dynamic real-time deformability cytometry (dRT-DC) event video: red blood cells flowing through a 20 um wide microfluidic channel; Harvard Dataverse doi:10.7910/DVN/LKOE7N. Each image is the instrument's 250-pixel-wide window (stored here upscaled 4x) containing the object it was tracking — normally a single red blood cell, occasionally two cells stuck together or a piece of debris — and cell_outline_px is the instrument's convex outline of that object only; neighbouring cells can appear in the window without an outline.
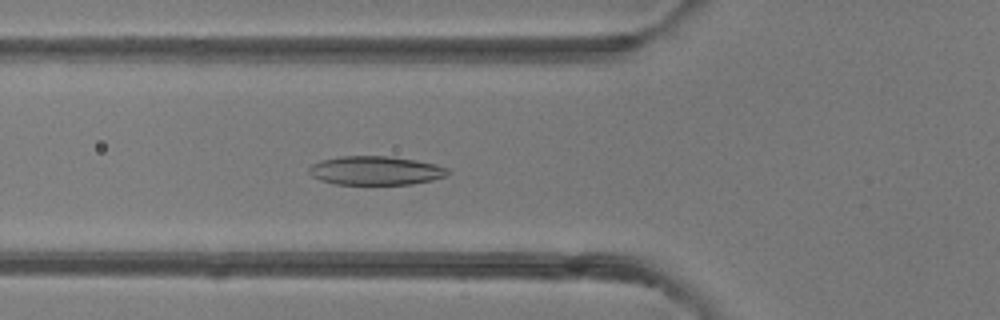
{"species": "common noctule bat (a hibernating species)", "species_latin": "Nyctalus noctula", "temperature_condition": "room temperature", "stored_images_in_passage": 48, "camera_frame_rate_fps": 3000, "um_per_image_px": 0.085, "animal": {"sex": "female"}, "frame": {"image": 1, "passage_image": 17, "time_ms": 5.333, "image_size_px": [1000, 320], "cell_outline_px": [[448, 172], [444, 176], [432, 180], [412, 184], [336, 184], [320, 180], [312, 176], [308, 172], [308, 168], [312, 164], [320, 160], [340, 156], [392, 156], [416, 160], [436, 164], [448, 168]], "centroid_in_image_um": [31.9, 14.49], "position_along_channel_um": 93.9, "area_um2": 23.35}}
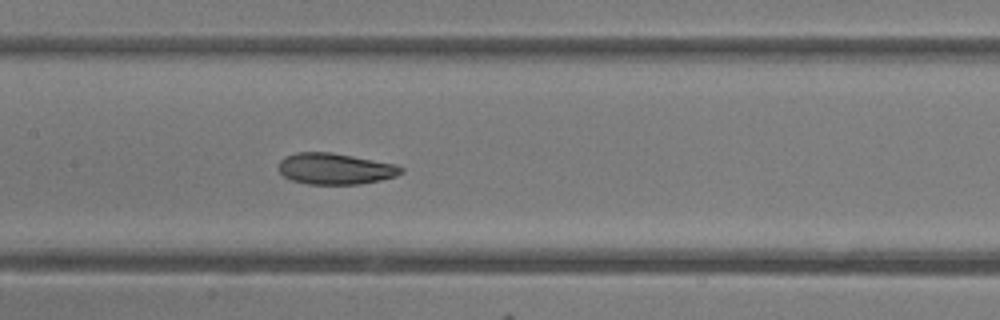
{"frame": {"image": 2, "passage_image": 23, "time_ms": 7.333, "image_size_px": [1000, 320], "cell_outline_px": [[404, 172], [396, 176], [380, 180], [360, 184], [308, 184], [292, 180], [284, 176], [280, 172], [280, 160], [284, 156], [296, 152], [332, 152], [396, 164], [404, 168]], "centroid_in_image_um": [28.51, 14.34], "position_along_channel_um": 178.9, "area_um2": 22.31}}
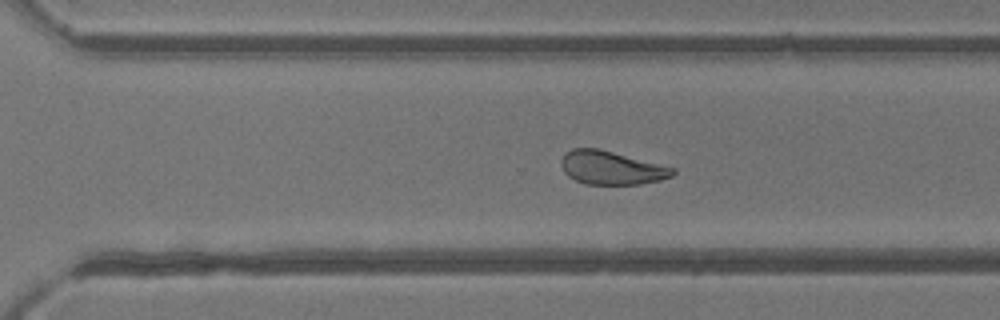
{"frame": {"image": 3, "passage_image": 33, "time_ms": 10.667, "image_size_px": [1000, 320], "cell_outline_px": [[676, 172], [672, 176], [660, 180], [640, 184], [584, 184], [568, 176], [564, 172], [560, 164], [560, 160], [572, 148], [596, 148], [676, 168]], "centroid_in_image_um": [51.97, 14.27], "position_along_channel_um": 318.6, "area_um2": 21.56}, "authors_computed_cell_mechanics": {"area_um2": 24.5361, "velocity_mm_per_s": 4.2054, "shape_relaxation_time_tau1_ms": 7.8685, "shape_relaxation_time_tau2_ms": 2.3998, "deformation_change_tau1": 0.1921, "deformation_change_tau2": 0.0889}}